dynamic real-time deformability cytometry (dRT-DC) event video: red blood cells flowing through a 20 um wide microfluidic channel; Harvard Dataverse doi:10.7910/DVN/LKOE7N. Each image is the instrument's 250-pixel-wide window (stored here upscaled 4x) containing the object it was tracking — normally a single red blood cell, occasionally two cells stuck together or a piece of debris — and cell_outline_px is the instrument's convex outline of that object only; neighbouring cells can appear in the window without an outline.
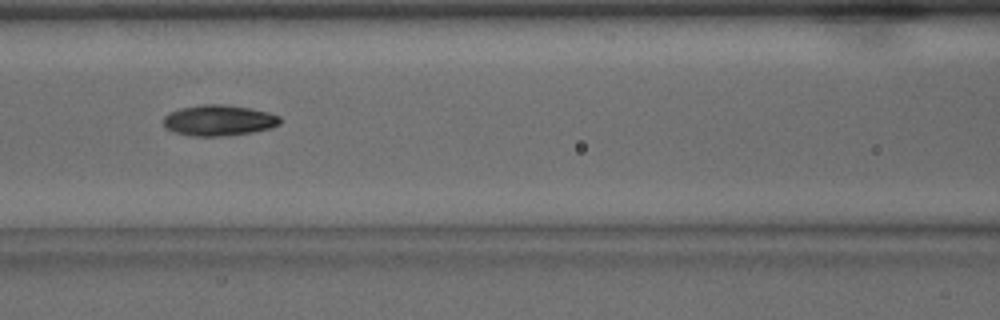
{"species": "common noctule bat (a hibernating species)", "species_latin": "Nyctalus noctula", "temperature_condition": "warm", "stored_images_in_passage": 48, "camera_frame_rate_fps": 3000, "um_per_image_px": 0.085, "animal": {"sex": "male", "body_mass_g": 15.6}, "frame": {"image": 1, "passage_image": 21, "time_ms": 6.667, "image_size_px": [1000, 320], "cell_outline_px": [[280, 124], [272, 128], [252, 132], [228, 136], [192, 136], [176, 132], [164, 128], [164, 116], [180, 108], [204, 104], [224, 104], [248, 108], [268, 112], [280, 116]], "centroid_in_image_um": [18.62, 10.24], "position_along_channel_um": 148.0, "area_um2": 20.92}}
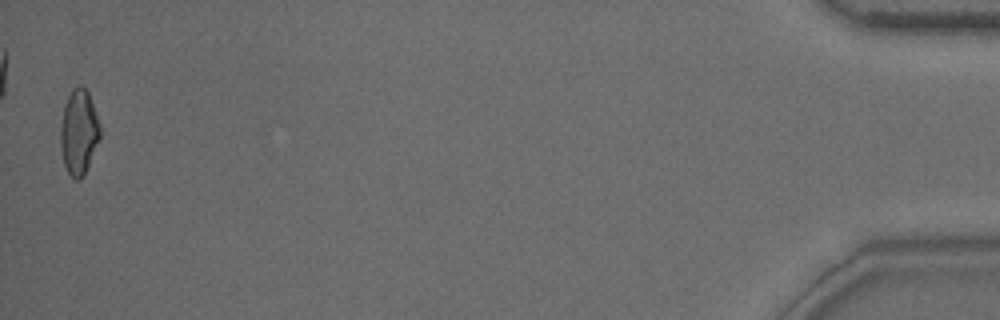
{"frame": {"image": 2, "passage_image": 48, "time_ms": 15.667, "image_size_px": [1000, 320], "cell_outline_px": [[100, 136], [84, 176], [80, 180], [76, 180], [68, 172], [64, 164], [60, 144], [60, 128], [64, 104], [72, 88], [80, 84], [88, 92], [100, 124]], "centroid_in_image_um": [6.69, 11.21], "position_along_channel_um": 428.5, "area_um2": 19.54}, "authors_computed_cell_mechanics": {"area_um2": 19.7965, "velocity_mm_per_s": 4.1752, "shape_relaxation_time_tau1_ms": 5.6265, "shape_relaxation_time_tau2_ms": 4.0836, "deformation_change_tau1": 0.1791, "deformation_change_tau2": 0.1061}}